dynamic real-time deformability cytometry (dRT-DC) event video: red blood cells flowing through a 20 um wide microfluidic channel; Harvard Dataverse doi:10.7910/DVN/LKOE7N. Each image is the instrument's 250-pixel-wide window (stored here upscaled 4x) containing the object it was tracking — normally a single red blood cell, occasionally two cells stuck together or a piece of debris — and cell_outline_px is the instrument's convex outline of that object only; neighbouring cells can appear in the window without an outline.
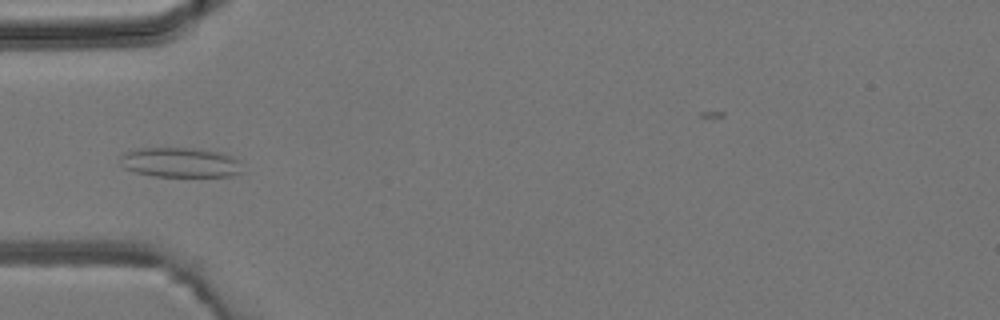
{"species": "common noctule bat (a hibernating species)", "species_latin": "Nyctalus noctula", "temperature_condition": "room temperature", "stored_images_in_passage": 4, "camera_frame_rate_fps": 3000, "um_per_image_px": 0.085, "animal": {"sex": "male", "body_mass_g": 19.2, "forearm_length_mm": 51.8}, "frame": {"image": 1, "passage_image": 3, "time_ms": 3.333, "image_size_px": [1000, 320], "cell_outline_px": [[244, 172], [232, 176], [152, 176], [136, 172], [124, 168], [120, 164], [120, 156], [124, 152], [136, 148], [192, 148], [220, 152], [232, 156], [236, 160]], "centroid_in_image_um": [15.28, 13.81], "position_along_channel_um": 69.7, "area_um2": 21.27}}